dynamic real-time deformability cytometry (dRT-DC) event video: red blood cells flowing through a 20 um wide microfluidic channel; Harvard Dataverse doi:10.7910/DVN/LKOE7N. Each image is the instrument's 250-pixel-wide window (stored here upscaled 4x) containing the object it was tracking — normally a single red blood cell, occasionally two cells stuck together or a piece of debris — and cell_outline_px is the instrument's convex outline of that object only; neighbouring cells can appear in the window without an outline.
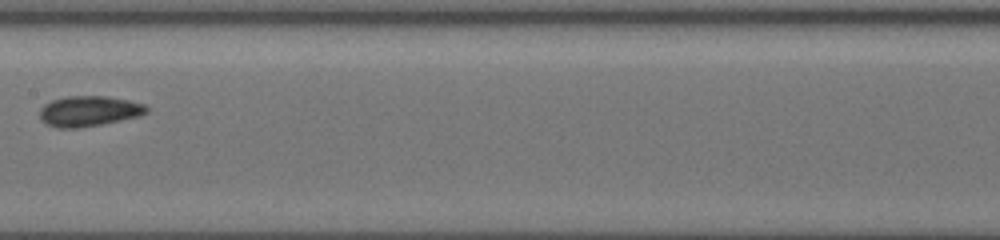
{"species": "common noctule bat (a hibernating species)", "species_latin": "Nyctalus noctula", "temperature_condition": "cold", "stored_images_in_passage": 11, "camera_frame_rate_fps": 3000, "um_per_image_px": 0.085, "animal": {"sex": "female", "body_mass_g": 19.5, "forearm_length_mm": 54.1}, "frame": {"image": 1, "passage_image": 8, "time_ms": 7.0, "image_size_px": [1000, 240], "cell_outline_px": [[148, 112], [140, 116], [100, 124], [76, 128], [60, 128], [48, 124], [40, 116], [40, 108], [44, 104], [52, 100], [68, 96], [104, 96], [128, 100], [144, 104], [148, 108]], "centroid_in_image_um": [7.57, 9.43], "position_along_channel_um": 199.8, "area_um2": 18.67}}
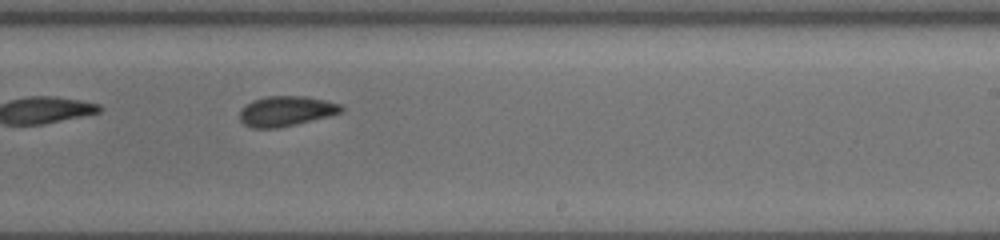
{"frame": {"image": 2, "passage_image": 10, "time_ms": 8.667, "image_size_px": [1000, 240], "cell_outline_px": [[344, 108], [340, 112], [328, 116], [296, 124], [276, 128], [252, 128], [244, 124], [240, 120], [240, 112], [252, 100], [268, 96], [304, 96], [324, 100], [340, 104]], "centroid_in_image_um": [24.31, 9.44], "position_along_channel_um": 264.7, "area_um2": 17.51}}